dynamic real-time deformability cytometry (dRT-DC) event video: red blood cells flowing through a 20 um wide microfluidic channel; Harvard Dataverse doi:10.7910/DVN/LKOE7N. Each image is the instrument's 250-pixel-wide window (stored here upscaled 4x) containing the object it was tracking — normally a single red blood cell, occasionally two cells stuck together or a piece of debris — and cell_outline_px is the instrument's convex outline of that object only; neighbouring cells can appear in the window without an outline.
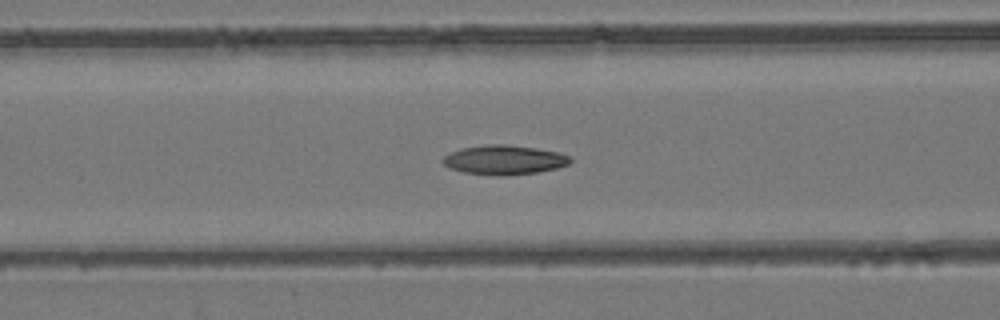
{"species": "common noctule bat (a hibernating species)", "species_latin": "Nyctalus noctula", "temperature_condition": "room temperature", "stored_images_in_passage": 43, "camera_frame_rate_fps": 3000, "um_per_image_px": 0.085, "animal": {"sex": "female", "body_mass_g": 24.6, "forearm_length_mm": 56.2}, "frame": {"image": 1, "passage_image": 18, "time_ms": 5.667, "image_size_px": [1000, 320], "cell_outline_px": [[572, 160], [568, 164], [556, 168], [536, 172], [500, 176], [464, 172], [448, 168], [444, 164], [444, 156], [452, 152], [464, 148], [488, 144], [504, 144], [536, 148], [556, 152], [568, 156]], "centroid_in_image_um": [42.85, 13.59], "position_along_channel_um": 123.8, "area_um2": 21.39}}
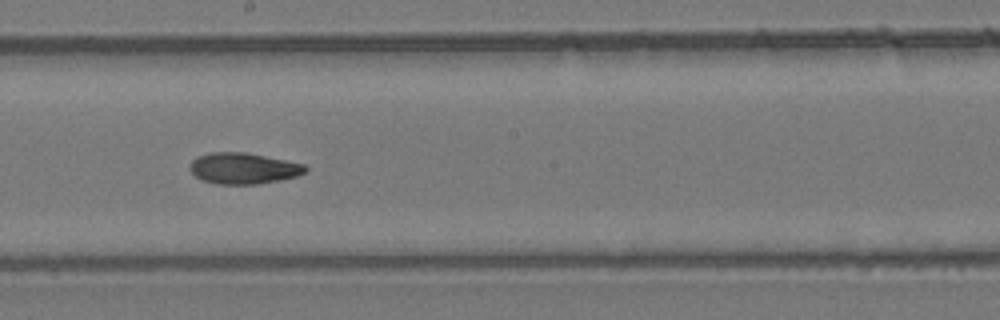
{"frame": {"image": 2, "passage_image": 26, "time_ms": 8.333, "image_size_px": [1000, 320], "cell_outline_px": [[308, 168], [304, 172], [296, 176], [256, 184], [216, 184], [204, 180], [196, 176], [192, 172], [192, 160], [196, 156], [212, 152], [244, 152], [304, 164]], "centroid_in_image_um": [20.67, 14.3], "position_along_channel_um": 227.5, "area_um2": 20.46}}
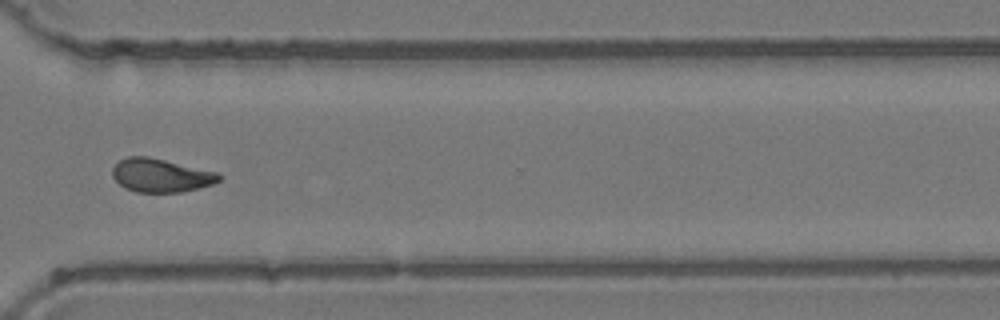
{"frame": {"image": 3, "passage_image": 36, "time_ms": 11.667, "image_size_px": [1000, 320], "cell_outline_px": [[224, 176], [220, 180], [212, 184], [180, 192], [136, 192], [124, 188], [112, 176], [112, 168], [120, 160], [128, 156], [148, 156], [216, 172]], "centroid_in_image_um": [13.65, 14.9], "position_along_channel_um": 357.0, "area_um2": 20.63}, "authors_computed_cell_mechanics": {"area_um2": 20.6346, "velocity_mm_per_s": 3.8891, "shape_relaxation_time_tau1_ms": null, "shape_relaxation_time_tau2_ms": 4.2864, "deformation_change_tau1": null, "deformation_change_tau2": 0.1162}}